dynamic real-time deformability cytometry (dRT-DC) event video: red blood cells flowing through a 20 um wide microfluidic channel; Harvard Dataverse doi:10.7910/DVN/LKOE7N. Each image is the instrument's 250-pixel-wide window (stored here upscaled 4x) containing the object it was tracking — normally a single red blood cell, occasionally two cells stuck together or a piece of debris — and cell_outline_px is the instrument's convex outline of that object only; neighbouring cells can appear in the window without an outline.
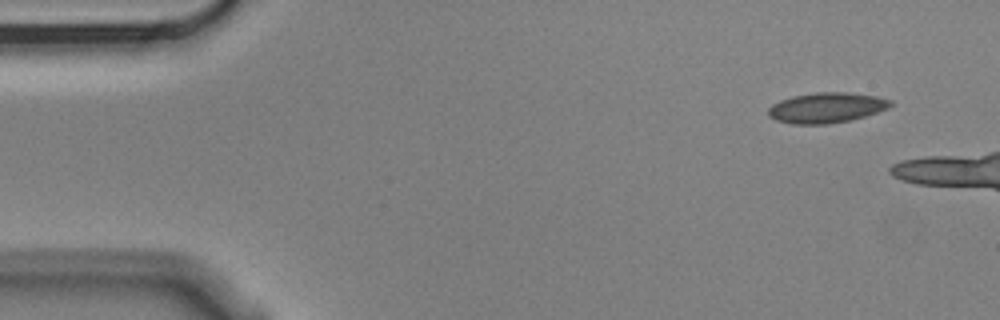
{"species": "Egyptian fruit bat (a non-hibernating species)", "species_latin": "Rousettus aegyptiacus", "temperature_condition": "cold", "stored_images_in_passage": 13, "camera_frame_rate_fps": 3000, "um_per_image_px": 0.085, "animal": {"sex": "male"}, "frame": {"image": 1, "passage_image": 1, "time_ms": 0.0, "image_size_px": [1000, 320], "cell_outline_px": [[892, 104], [888, 108], [864, 116], [848, 120], [828, 124], [792, 124], [776, 120], [768, 116], [768, 108], [772, 104], [780, 100], [792, 96], [816, 92], [848, 92], [876, 96], [892, 100]], "centroid_in_image_um": [70.22, 9.15], "position_along_channel_um": 14.8, "area_um2": 21.56}}